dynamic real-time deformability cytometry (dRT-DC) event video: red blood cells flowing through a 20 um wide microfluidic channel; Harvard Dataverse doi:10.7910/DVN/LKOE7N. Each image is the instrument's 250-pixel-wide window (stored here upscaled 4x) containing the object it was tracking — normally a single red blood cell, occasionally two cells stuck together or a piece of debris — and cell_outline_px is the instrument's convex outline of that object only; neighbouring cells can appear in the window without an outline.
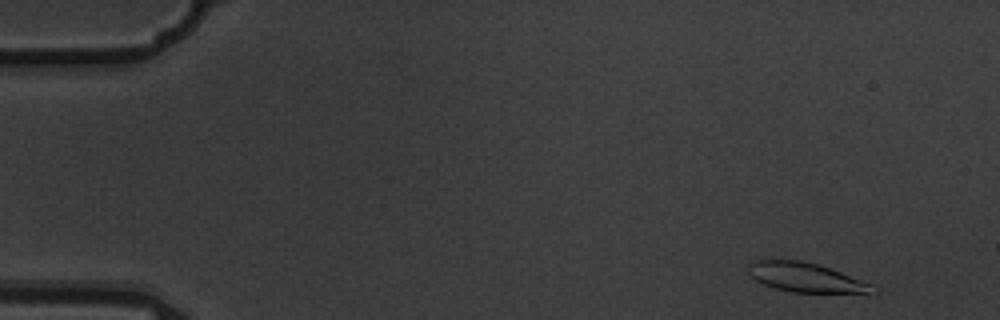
{"species": "common noctule bat (a hibernating species)", "species_latin": "Nyctalus noctula", "temperature_condition": "warm", "stored_images_in_passage": 10, "camera_frame_rate_fps": 3000, "um_per_image_px": 0.085, "animal": {"sex": "male", "body_mass_g": 19.5, "forearm_length_mm": 54.6}, "frame": {"image": 1, "passage_image": 1, "time_ms": 0.0, "image_size_px": [1000, 320], "cell_outline_px": [[880, 292], [792, 292], [776, 288], [764, 284], [748, 276], [748, 264], [752, 260], [800, 260], [816, 264], [840, 272], [872, 284]], "centroid_in_image_um": [68.43, 23.57], "position_along_channel_um": 16.6, "area_um2": 20.92}}
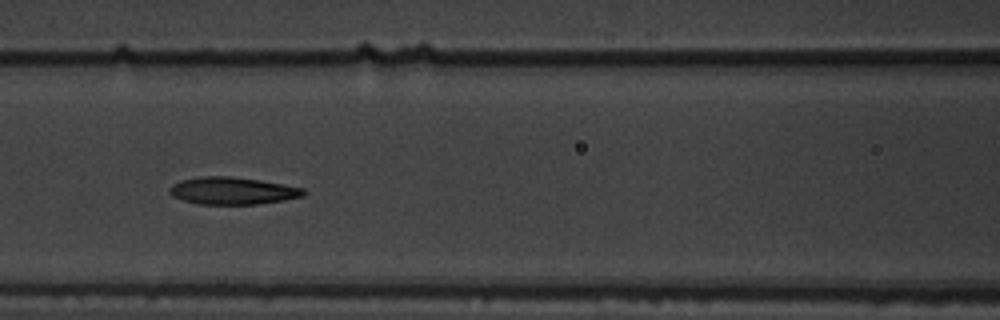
{"frame": {"image": 2, "passage_image": 6, "time_ms": 1.667, "image_size_px": [1000, 320], "cell_outline_px": [[308, 192], [304, 196], [284, 200], [256, 204], [200, 204], [184, 200], [172, 196], [168, 192], [168, 188], [172, 184], [180, 180], [200, 176], [228, 176], [260, 180], [284, 184], [304, 188]], "centroid_in_image_um": [19.77, 16.21], "position_along_channel_um": 146.8, "area_um2": 21.44}}
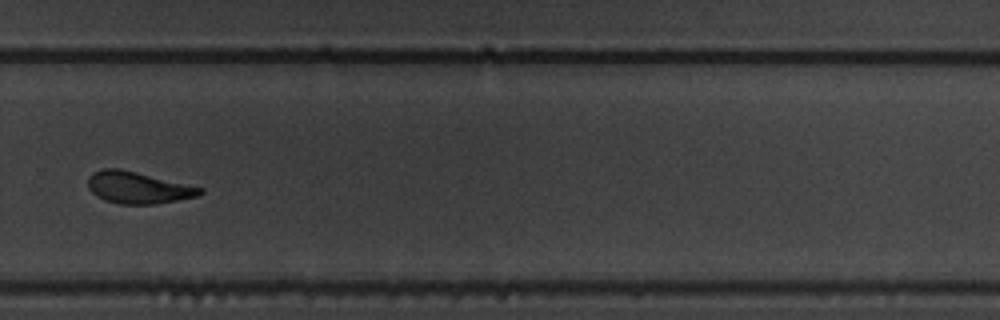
{"frame": {"image": 3, "passage_image": 10, "time_ms": 3.0, "image_size_px": [1000, 320], "cell_outline_px": [[204, 192], [196, 196], [156, 204], [120, 204], [104, 200], [96, 196], [88, 188], [88, 176], [92, 172], [104, 168], [120, 168], [204, 188]], "centroid_in_image_um": [11.69, 15.94], "position_along_channel_um": 318.1, "area_um2": 20.75}}